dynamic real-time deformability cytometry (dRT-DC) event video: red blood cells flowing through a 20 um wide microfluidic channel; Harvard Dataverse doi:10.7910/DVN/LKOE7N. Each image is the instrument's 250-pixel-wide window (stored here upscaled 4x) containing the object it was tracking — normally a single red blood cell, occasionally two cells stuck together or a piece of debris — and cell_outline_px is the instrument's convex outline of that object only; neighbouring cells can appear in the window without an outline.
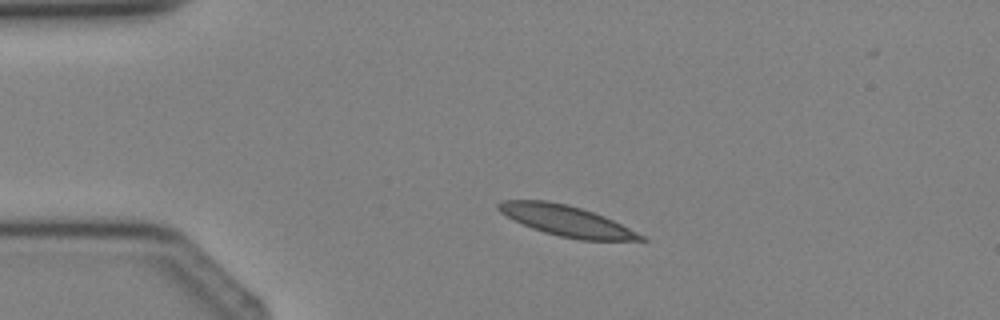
{"species": "Egyptian fruit bat (a non-hibernating species)", "species_latin": "Rousettus aegyptiacus", "temperature_condition": "cold", "stored_images_in_passage": 4, "camera_frame_rate_fps": 3000, "um_per_image_px": 0.085, "animal": {"sex": "female"}, "frame": {"image": 1, "passage_image": 2, "time_ms": 1.333, "image_size_px": [1000, 320], "cell_outline_px": [[648, 240], [580, 240], [560, 236], [544, 232], [532, 228], [512, 220], [500, 212], [496, 208], [496, 204], [500, 200], [544, 200], [568, 204], [604, 216], [644, 236]], "centroid_in_image_um": [48.07, 18.75], "position_along_channel_um": 36.9, "area_um2": 25.2}}